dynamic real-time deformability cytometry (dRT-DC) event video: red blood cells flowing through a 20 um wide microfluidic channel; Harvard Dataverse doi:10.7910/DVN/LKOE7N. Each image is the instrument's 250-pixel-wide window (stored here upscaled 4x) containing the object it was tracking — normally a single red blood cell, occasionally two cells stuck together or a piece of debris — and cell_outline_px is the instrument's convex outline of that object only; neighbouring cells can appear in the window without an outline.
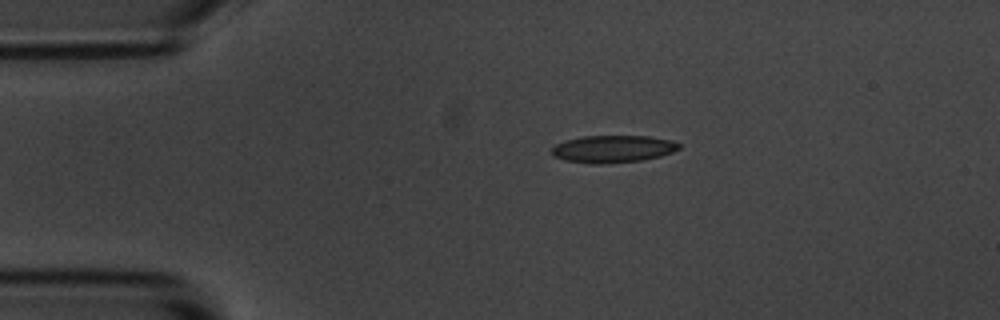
{"species": "common noctule bat (a hibernating species)", "species_latin": "Nyctalus noctula", "temperature_condition": "room temperature", "stored_images_in_passage": 2, "camera_frame_rate_fps": 3000, "um_per_image_px": 0.085, "animal": {"sex": "male", "body_mass_g": 20.1, "forearm_length_mm": 53.5}, "frame": {"image": 1, "passage_image": 1, "time_ms": 0.0, "image_size_px": [1000, 320], "cell_outline_px": [[680, 148], [672, 152], [660, 156], [640, 160], [600, 164], [592, 164], [564, 160], [552, 156], [552, 148], [556, 144], [568, 140], [584, 136], [648, 136], [672, 140], [680, 144]], "centroid_in_image_um": [52.1, 12.66], "position_along_channel_um": 32.9, "area_um2": 20.11}}